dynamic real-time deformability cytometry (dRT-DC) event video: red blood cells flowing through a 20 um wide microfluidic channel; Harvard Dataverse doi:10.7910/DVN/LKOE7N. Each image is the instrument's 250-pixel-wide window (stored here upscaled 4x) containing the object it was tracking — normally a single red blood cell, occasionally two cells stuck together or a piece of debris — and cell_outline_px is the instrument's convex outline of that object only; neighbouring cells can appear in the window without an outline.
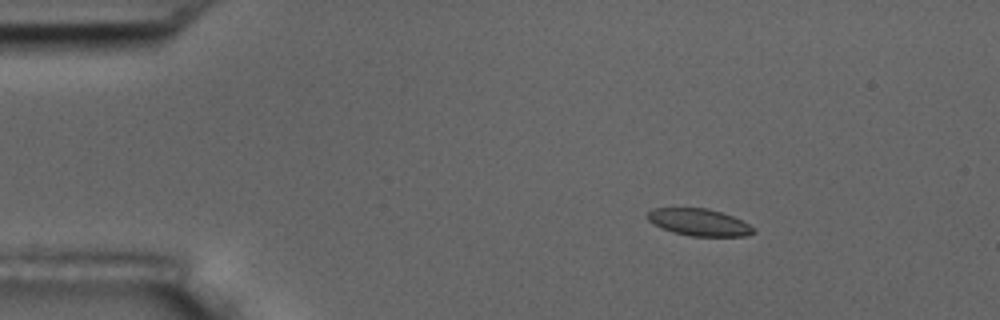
{"species": "common noctule bat (a hibernating species)", "species_latin": "Nyctalus noctula", "temperature_condition": "room temperature", "stored_images_in_passage": 6, "camera_frame_rate_fps": 3000, "um_per_image_px": 0.085, "animal": {"sex": "male", "body_mass_g": 17.5, "forearm_length_mm": 52.3}, "frame": {"image": 1, "passage_image": 3, "time_ms": 2.333, "image_size_px": [1000, 320], "cell_outline_px": [[756, 232], [748, 236], [688, 236], [672, 232], [648, 220], [648, 212], [652, 208], [708, 208], [732, 216], [756, 228]], "centroid_in_image_um": [59.46, 18.9], "position_along_channel_um": 25.5, "area_um2": 16.59}}
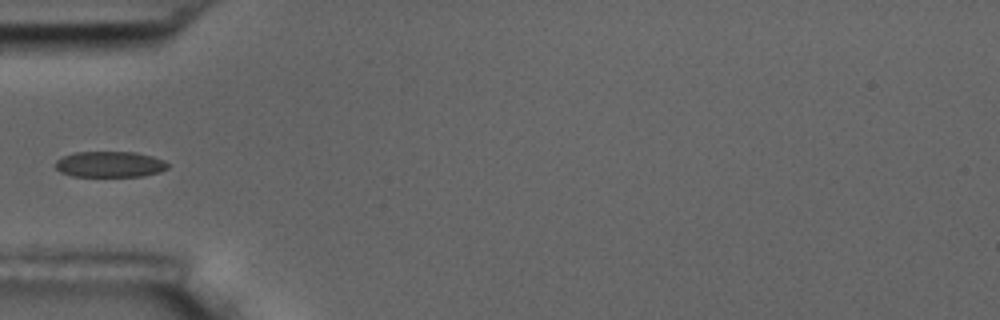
{"frame": {"image": 2, "passage_image": 6, "time_ms": 5.667, "image_size_px": [1000, 320], "cell_outline_px": [[168, 168], [160, 172], [144, 176], [72, 176], [60, 172], [56, 168], [56, 160], [60, 156], [76, 152], [136, 152], [152, 156], [164, 160], [168, 164]], "centroid_in_image_um": [9.33, 13.96], "position_along_channel_um": 75.7, "area_um2": 17.05}}